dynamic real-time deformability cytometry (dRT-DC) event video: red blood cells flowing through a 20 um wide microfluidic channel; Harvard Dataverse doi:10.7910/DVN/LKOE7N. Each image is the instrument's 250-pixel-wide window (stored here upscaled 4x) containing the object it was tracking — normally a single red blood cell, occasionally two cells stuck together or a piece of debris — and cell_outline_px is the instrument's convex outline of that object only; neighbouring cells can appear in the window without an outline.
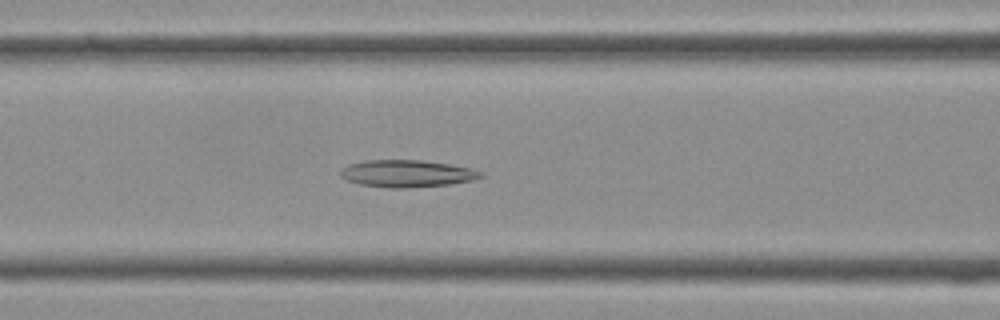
{"species": "Egyptian fruit bat (a non-hibernating species)", "species_latin": "Rousettus aegyptiacus", "temperature_condition": "cold", "stored_images_in_passage": 38, "camera_frame_rate_fps": 3000, "um_per_image_px": 0.085, "frame": {"image": 1, "passage_image": 14, "time_ms": 4.333, "image_size_px": [1000, 320], "cell_outline_px": [[484, 176], [472, 180], [448, 184], [404, 188], [388, 188], [360, 184], [344, 180], [340, 176], [340, 168], [348, 164], [364, 160], [420, 160], [448, 164], [468, 168], [484, 172]], "centroid_in_image_um": [34.52, 14.75], "position_along_channel_um": 132.1, "area_um2": 22.2}}
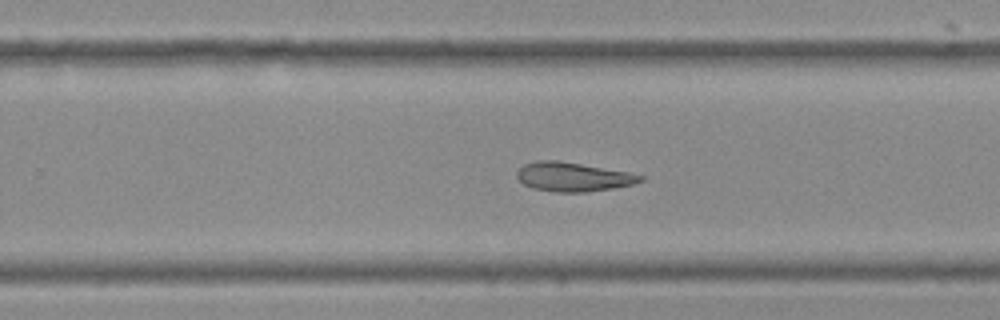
{"frame": {"image": 2, "passage_image": 23, "time_ms": 7.333, "image_size_px": [1000, 320], "cell_outline_px": [[644, 180], [632, 184], [612, 188], [584, 192], [556, 192], [532, 188], [524, 184], [516, 176], [516, 172], [524, 164], [536, 160], [556, 160], [628, 172], [644, 176]], "centroid_in_image_um": [48.67, 15.03], "position_along_channel_um": 281.1, "area_um2": 20.69}}
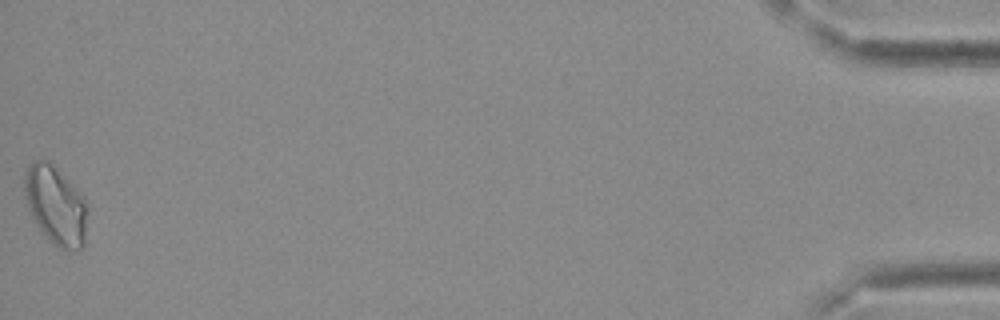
{"frame": {"image": 3, "passage_image": 38, "time_ms": 12.333, "image_size_px": [1000, 320], "cell_outline_px": [[84, 244], [80, 248], [60, 248], [40, 228], [32, 216], [28, 208], [24, 188], [24, 172], [28, 164], [36, 160], [48, 160], [84, 196]], "centroid_in_image_um": [4.67, 17.36], "position_along_channel_um": 430.5, "area_um2": 27.63}}